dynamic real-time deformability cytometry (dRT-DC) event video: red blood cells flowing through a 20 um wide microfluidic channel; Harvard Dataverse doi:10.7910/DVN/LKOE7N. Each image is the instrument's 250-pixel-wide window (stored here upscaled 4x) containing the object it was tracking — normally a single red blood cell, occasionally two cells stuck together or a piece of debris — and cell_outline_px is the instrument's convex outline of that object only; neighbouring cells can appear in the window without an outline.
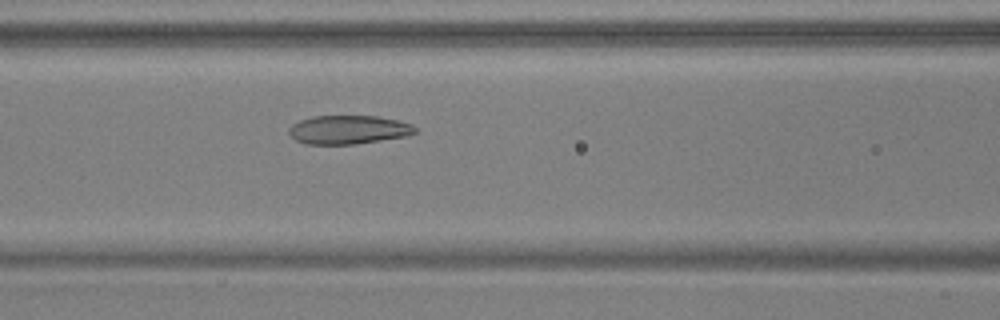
{"species": "common noctule bat (a hibernating species)", "species_latin": "Nyctalus noctula", "temperature_condition": "warm", "stored_images_in_passage": 34, "camera_frame_rate_fps": 3000, "um_per_image_px": 0.085, "animal": {"sex": "male", "body_mass_g": 17.9, "forearm_length_mm": 54.2}, "frame": {"image": 1, "passage_image": 7, "time_ms": 2.0, "image_size_px": [1000, 320], "cell_outline_px": [[416, 132], [408, 136], [352, 144], [304, 144], [296, 140], [288, 132], [288, 128], [292, 124], [300, 120], [312, 116], [376, 116], [396, 120], [412, 124], [416, 128]], "centroid_in_image_um": [29.59, 11.02], "position_along_channel_um": 137.0, "area_um2": 21.04}}
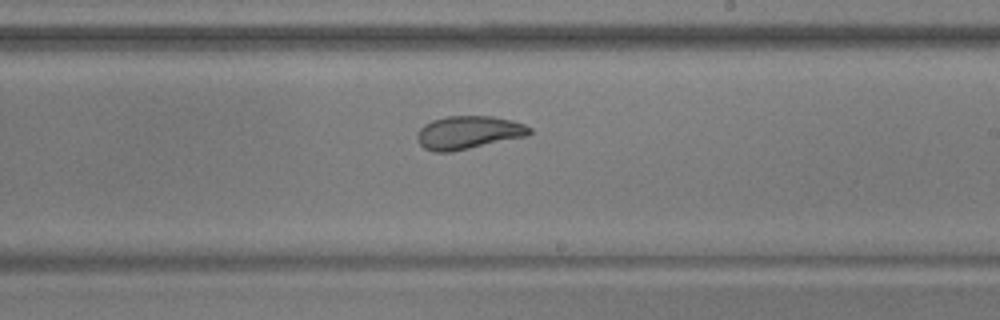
{"frame": {"image": 2, "passage_image": 16, "time_ms": 5.0, "image_size_px": [1000, 320], "cell_outline_px": [[532, 132], [528, 136], [452, 152], [436, 152], [424, 148], [416, 140], [416, 132], [424, 124], [432, 120], [448, 116], [492, 116], [512, 120], [524, 124], [532, 128]], "centroid_in_image_um": [39.81, 11.27], "position_along_channel_um": 249.2, "area_um2": 21.96}}
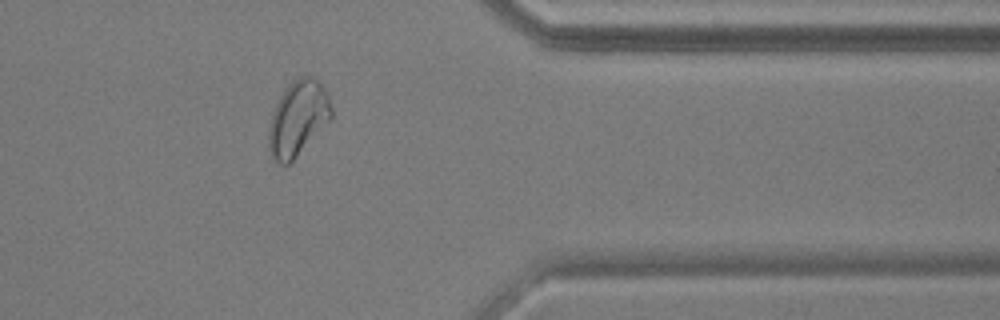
{"frame": {"image": 3, "passage_image": 28, "time_ms": 9.0, "image_size_px": [1000, 320], "cell_outline_px": [[332, 116], [296, 156], [288, 164], [280, 164], [272, 156], [268, 148], [268, 128], [272, 112], [280, 96], [288, 84], [292, 80], [300, 76], [312, 76], [328, 92], [332, 108]], "centroid_in_image_um": [25.3, 10.02], "position_along_channel_um": 386.1, "area_um2": 26.99}, "authors_computed_cell_mechanics": {"area_um2": 22.0218, "velocity_mm_per_s": 3.7531, "shape_relaxation_time_tau1_ms": 8.5433, "shape_relaxation_time_tau2_ms": 1.4888, "deformation_change_tau1": 0.2107, "deformation_change_tau2": 0.0777}}